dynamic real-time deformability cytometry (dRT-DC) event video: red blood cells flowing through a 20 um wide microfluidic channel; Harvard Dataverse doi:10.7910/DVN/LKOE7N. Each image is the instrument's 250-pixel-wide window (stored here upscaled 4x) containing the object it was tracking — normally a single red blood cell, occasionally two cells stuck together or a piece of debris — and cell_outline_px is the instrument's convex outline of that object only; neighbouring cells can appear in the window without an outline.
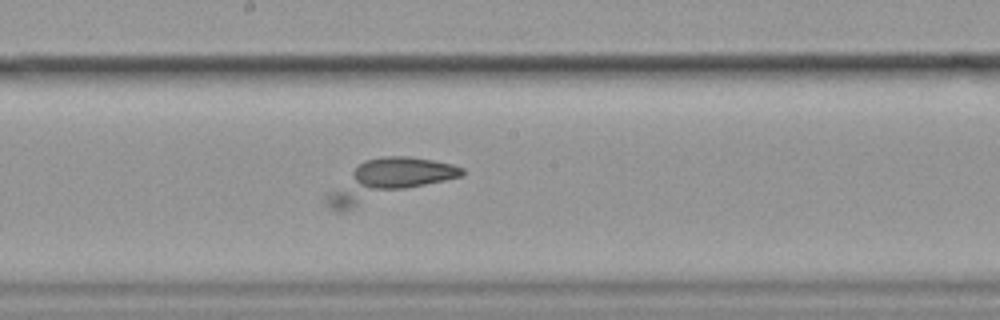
{"species": "common noctule bat (a hibernating species)", "species_latin": "Nyctalus noctula", "temperature_condition": "cold", "stored_images_in_passage": 9, "camera_frame_rate_fps": 3000, "um_per_image_px": 0.085, "animal": {"sex": "female", "body_mass_g": 19.9}, "frame": {"image": 1, "passage_image": 9, "time_ms": 2.667, "image_size_px": [1000, 320], "cell_outline_px": [[464, 176], [348, 212], [332, 212], [328, 208], [328, 196], [364, 160], [384, 156], [408, 156], [432, 160], [452, 164], [464, 168]], "centroid_in_image_um": [33.07, 15.37], "position_along_channel_um": 215.1, "area_um2": 31.79}}